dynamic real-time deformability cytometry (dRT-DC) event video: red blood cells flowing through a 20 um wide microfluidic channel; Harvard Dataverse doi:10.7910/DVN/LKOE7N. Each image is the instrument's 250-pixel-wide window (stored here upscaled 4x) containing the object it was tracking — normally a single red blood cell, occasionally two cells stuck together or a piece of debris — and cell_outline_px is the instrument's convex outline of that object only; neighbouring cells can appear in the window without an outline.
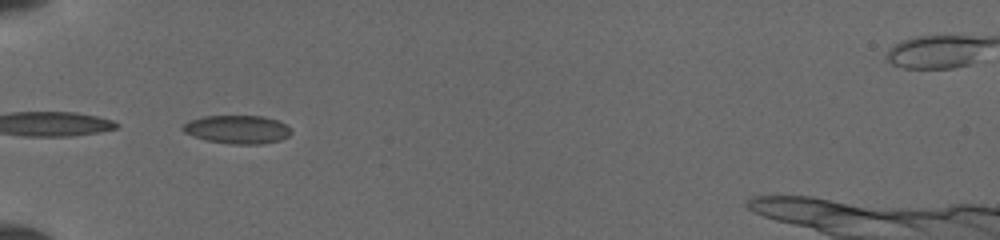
{"species": "common noctule bat (a hibernating species)", "species_latin": "Nyctalus noctula", "temperature_condition": "cold", "stored_images_in_passage": 37, "segment_of_instrument_passage": [2, 2], "camera_frame_rate_fps": 3000, "um_per_image_px": 0.085, "animal": {"sex": "female", "body_mass_g": 19.5, "forearm_length_mm": 54.1}, "frame": {"image": 1, "passage_image": 35, "time_ms": 4.667, "image_size_px": [1000, 240], "cell_outline_px": [[292, 132], [288, 136], [280, 140], [260, 144], [232, 144], [204, 140], [184, 132], [180, 128], [188, 120], [204, 116], [264, 116], [276, 120], [284, 124]], "centroid_in_image_um": [20.13, 11.0], "position_along_channel_um": 64.9, "area_um2": 17.86}}